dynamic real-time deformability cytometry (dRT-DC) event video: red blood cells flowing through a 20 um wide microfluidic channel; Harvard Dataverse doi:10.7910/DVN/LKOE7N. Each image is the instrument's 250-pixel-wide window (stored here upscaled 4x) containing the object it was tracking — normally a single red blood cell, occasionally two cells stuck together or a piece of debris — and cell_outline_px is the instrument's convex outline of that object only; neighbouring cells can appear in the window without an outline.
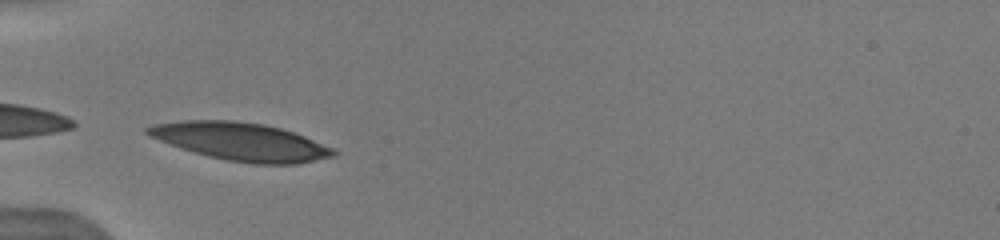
{"species": "human", "species_latin": "Homo sapiens", "temperature_condition": "warm", "stored_images_in_passage": 6, "camera_frame_rate_fps": 3000, "um_per_image_px": 0.085, "donor": {"sex": "male"}, "frame": {"image": 1, "passage_image": 1, "time_ms": 0.0, "image_size_px": [1000, 240], "cell_outline_px": [[336, 156], [296, 164], [256, 164], [228, 160], [208, 156], [180, 148], [148, 136], [144, 132], [144, 128], [152, 124], [184, 120], [232, 120], [264, 124], [280, 128], [304, 136], [332, 148], [336, 152]], "centroid_in_image_um": [20.42, 12.03], "position_along_channel_um": 64.6, "area_um2": 40.86}}